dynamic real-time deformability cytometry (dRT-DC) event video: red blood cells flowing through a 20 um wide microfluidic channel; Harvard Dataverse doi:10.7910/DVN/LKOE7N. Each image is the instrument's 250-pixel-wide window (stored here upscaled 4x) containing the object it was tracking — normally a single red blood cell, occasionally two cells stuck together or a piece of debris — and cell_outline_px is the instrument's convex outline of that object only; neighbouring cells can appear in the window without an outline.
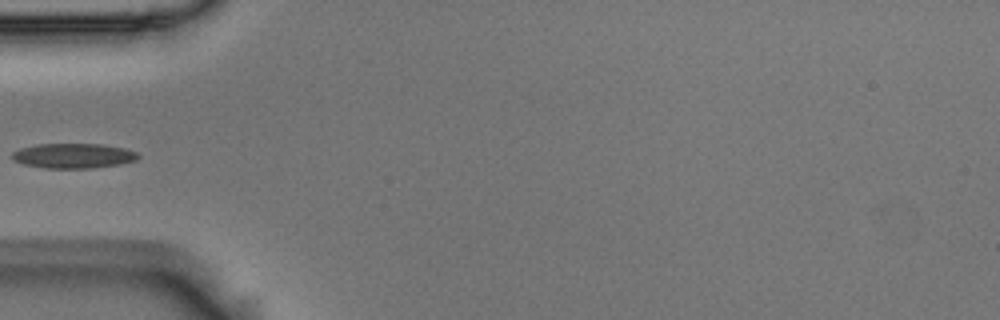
{"species": "Egyptian fruit bat (a non-hibernating species)", "species_latin": "Rousettus aegyptiacus", "temperature_condition": "room temperature", "stored_images_in_passage": 5, "camera_frame_rate_fps": 3000, "um_per_image_px": 0.085, "animal": {"sex": "male"}, "frame": {"image": 1, "passage_image": 5, "time_ms": 1.333, "image_size_px": [1000, 320], "cell_outline_px": [[140, 156], [136, 160], [120, 164], [92, 168], [44, 168], [24, 164], [12, 160], [12, 152], [20, 148], [36, 144], [104, 144], [124, 148], [136, 152]], "centroid_in_image_um": [6.22, 13.24], "position_along_channel_um": 78.8, "area_um2": 18.32}}